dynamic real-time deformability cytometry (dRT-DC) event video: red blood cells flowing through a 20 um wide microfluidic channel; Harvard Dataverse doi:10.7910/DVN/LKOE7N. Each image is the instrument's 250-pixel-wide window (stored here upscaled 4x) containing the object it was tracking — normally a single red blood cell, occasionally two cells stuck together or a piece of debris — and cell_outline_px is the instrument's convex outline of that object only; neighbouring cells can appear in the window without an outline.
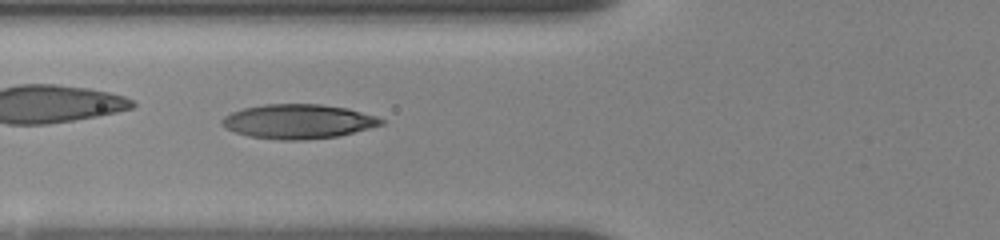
{"species": "human", "species_latin": "Homo sapiens", "temperature_condition": "room temperature", "stored_images_in_passage": 46, "camera_frame_rate_fps": 3000, "um_per_image_px": 0.085, "donor": {"sex": "female"}, "frame": {"image": 1, "passage_image": 20, "time_ms": 6.667, "image_size_px": [1000, 240], "cell_outline_px": [[384, 124], [336, 136], [304, 140], [280, 140], [248, 136], [224, 128], [220, 124], [220, 120], [224, 116], [232, 112], [244, 108], [264, 104], [320, 104], [348, 108], [376, 116], [384, 120]], "centroid_in_image_um": [25.3, 10.32], "position_along_channel_um": 100.5, "area_um2": 31.85}}
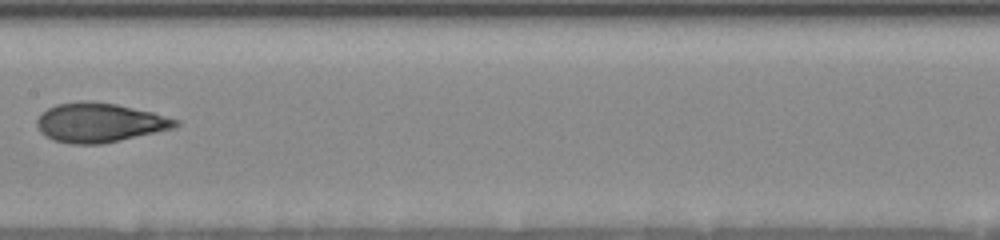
{"frame": {"image": 2, "passage_image": 27, "time_ms": 9.333, "image_size_px": [1000, 240], "cell_outline_px": [[180, 124], [172, 128], [120, 140], [100, 144], [72, 144], [52, 140], [40, 132], [36, 124], [36, 120], [40, 112], [56, 104], [116, 104], [152, 112], [180, 120]], "centroid_in_image_um": [8.44, 10.46], "position_along_channel_um": 199.0, "area_um2": 30.81}}
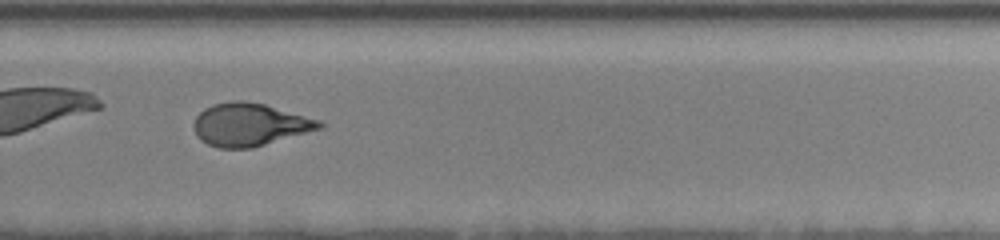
{"frame": {"image": 3, "passage_image": 33, "time_ms": 12.333, "image_size_px": [1000, 240], "cell_outline_px": [[324, 128], [252, 148], [220, 148], [208, 144], [200, 140], [196, 136], [192, 124], [196, 116], [204, 108], [212, 104], [232, 100], [244, 100], [264, 104], [320, 120], [324, 124]], "centroid_in_image_um": [21.2, 10.59], "position_along_channel_um": 308.6, "area_um2": 31.56}, "authors_computed_cell_mechanics": {"area_um2": 30.8652, "velocity_mm_per_s": 3.6885, "shape_relaxation_time_tau1_ms": 5.5158, "shape_relaxation_time_tau2_ms": 1.4139, "deformation_change_tau1": 0.214, "deformation_change_tau2": 0.0774}}